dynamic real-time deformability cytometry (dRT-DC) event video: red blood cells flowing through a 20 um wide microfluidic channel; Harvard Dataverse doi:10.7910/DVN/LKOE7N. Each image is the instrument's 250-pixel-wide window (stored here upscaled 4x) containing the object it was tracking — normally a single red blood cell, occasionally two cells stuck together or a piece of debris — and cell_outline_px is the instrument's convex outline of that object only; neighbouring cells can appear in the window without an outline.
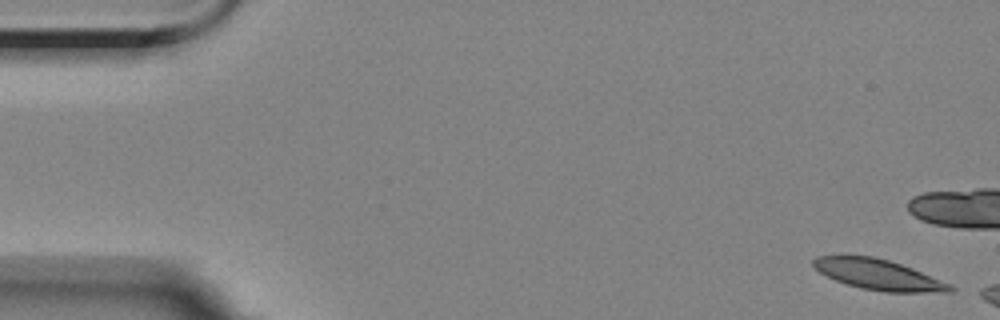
{"species": "Egyptian fruit bat (a non-hibernating species)", "species_latin": "Rousettus aegyptiacus", "temperature_condition": "room temperature", "stored_images_in_passage": 3, "camera_frame_rate_fps": 3000, "um_per_image_px": 0.085, "animal": {"sex": "female"}, "frame": {"image": 1, "passage_image": 1, "time_ms": 0.0, "image_size_px": [1000, 320], "cell_outline_px": [[956, 292], [884, 292], [860, 288], [836, 280], [820, 272], [812, 264], [812, 260], [816, 256], [840, 252], [872, 256], [888, 260], [912, 268], [948, 284], [956, 288]], "centroid_in_image_um": [74.57, 23.29], "position_along_channel_um": 10.4, "area_um2": 24.68}}